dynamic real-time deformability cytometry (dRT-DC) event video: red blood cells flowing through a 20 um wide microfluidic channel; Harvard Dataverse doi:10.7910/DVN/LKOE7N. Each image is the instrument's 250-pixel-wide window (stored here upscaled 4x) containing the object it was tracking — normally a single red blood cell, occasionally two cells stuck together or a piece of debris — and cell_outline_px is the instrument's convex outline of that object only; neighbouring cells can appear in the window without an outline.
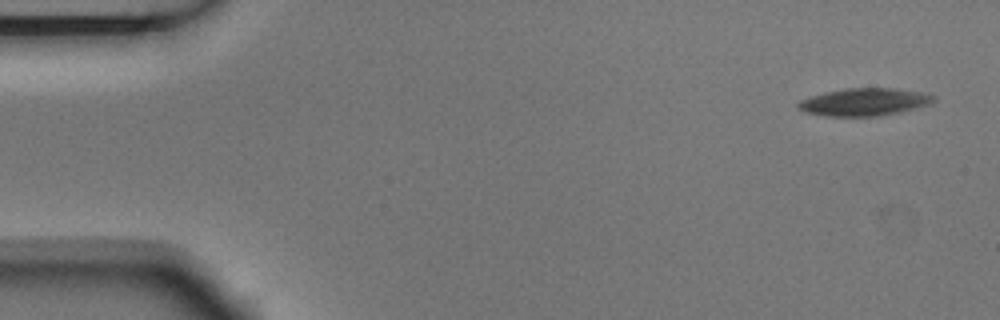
{"species": "Egyptian fruit bat (a non-hibernating species)", "species_latin": "Rousettus aegyptiacus", "temperature_condition": "room temperature", "stored_images_in_passage": 5, "camera_frame_rate_fps": 3000, "um_per_image_px": 0.085, "animal": {"sex": "male"}, "frame": {"image": 1, "passage_image": 1, "time_ms": 0.0, "image_size_px": [1000, 320], "cell_outline_px": [[936, 100], [932, 104], [900, 112], [876, 116], [824, 116], [804, 112], [796, 108], [796, 104], [800, 100], [824, 92], [844, 88], [896, 88], [920, 92], [936, 96]], "centroid_in_image_um": [73.46, 8.67], "position_along_channel_um": 11.5, "area_um2": 21.96}}
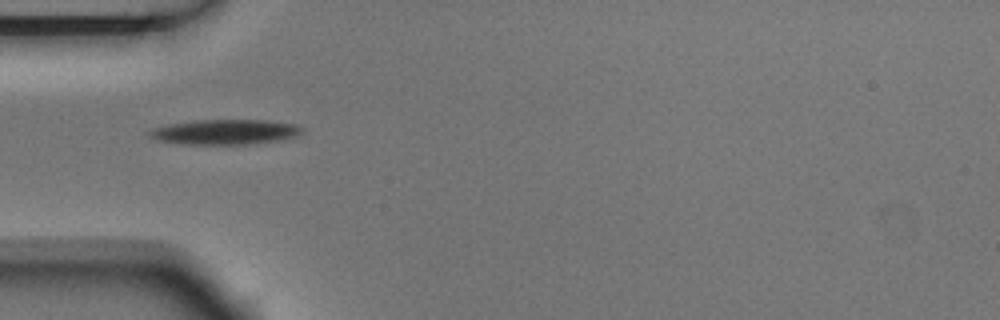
{"frame": {"image": 2, "passage_image": 5, "time_ms": 1.333, "image_size_px": [1000, 320], "cell_outline_px": [[304, 132], [296, 136], [280, 140], [248, 144], [184, 144], [156, 140], [148, 136], [148, 132], [152, 128], [168, 124], [196, 120], [264, 120], [296, 124], [304, 128]], "centroid_in_image_um": [19.13, 11.21], "position_along_channel_um": 65.9, "area_um2": 22.37}}